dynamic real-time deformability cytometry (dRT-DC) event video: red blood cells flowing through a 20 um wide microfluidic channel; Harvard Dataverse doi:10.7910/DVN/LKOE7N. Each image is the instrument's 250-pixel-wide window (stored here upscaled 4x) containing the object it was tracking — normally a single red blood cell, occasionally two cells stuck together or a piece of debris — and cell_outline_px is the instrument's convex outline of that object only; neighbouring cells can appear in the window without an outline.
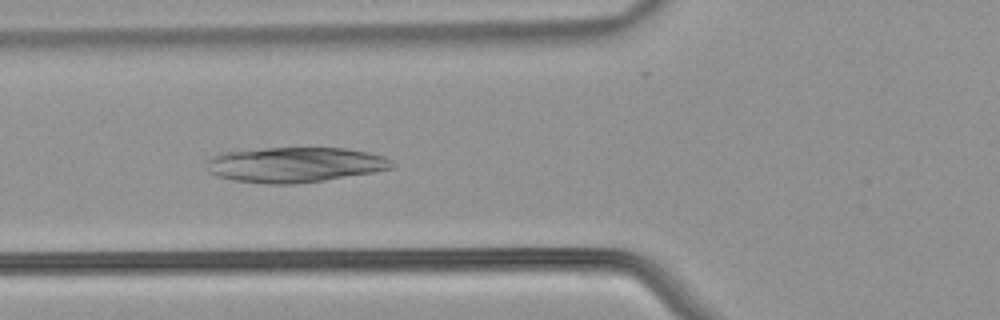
{"species": "common noctule bat (a hibernating species)", "species_latin": "Nyctalus noctula", "temperature_condition": "warm", "stored_images_in_passage": 51, "camera_frame_rate_fps": 3000, "um_per_image_px": 0.085, "animal": {"sex": "male", "body_mass_g": 21.5, "forearm_length_mm": 52.0}, "frame": {"image": 1, "passage_image": 19, "time_ms": 6.0, "image_size_px": [1000, 320], "cell_outline_px": [[396, 164], [392, 168], [372, 172], [324, 180], [292, 184], [268, 184], [232, 180], [216, 176], [208, 172], [208, 160], [224, 152], [264, 148], [344, 148], [368, 152], [384, 156], [392, 160]], "centroid_in_image_um": [25.09, 14.0], "position_along_channel_um": 100.7, "area_um2": 37.8}}
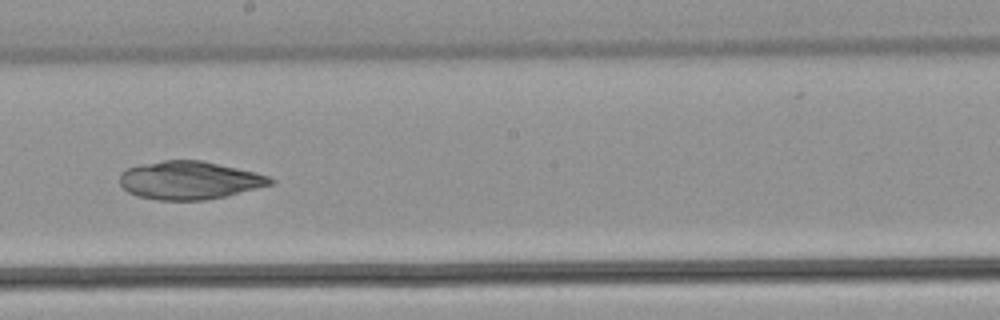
{"frame": {"image": 2, "passage_image": 29, "time_ms": 9.333, "image_size_px": [1000, 320], "cell_outline_px": [[276, 180], [272, 184], [224, 196], [204, 200], [160, 200], [136, 196], [128, 192], [120, 184], [120, 172], [128, 168], [140, 164], [164, 160], [200, 160], [256, 172], [268, 176]], "centroid_in_image_um": [16.07, 15.32], "position_along_channel_um": 232.1, "area_um2": 33.29}}
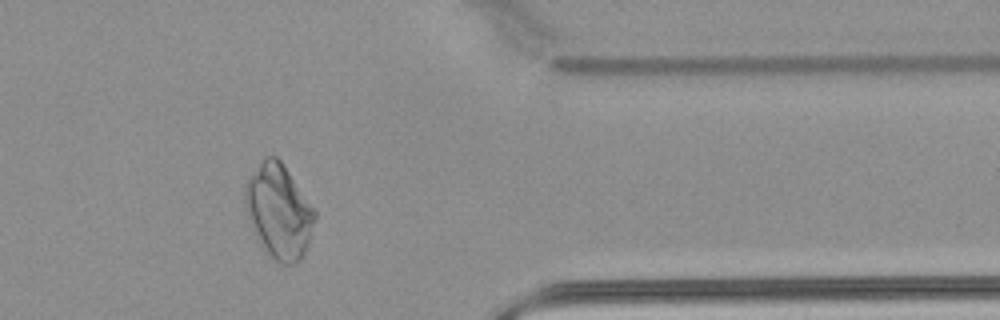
{"frame": {"image": 3, "passage_image": 42, "time_ms": 13.667, "image_size_px": [1000, 320], "cell_outline_px": [[316, 216], [308, 244], [300, 260], [296, 264], [280, 264], [268, 256], [260, 244], [252, 228], [244, 204], [244, 184], [264, 156], [276, 156], [284, 164], [316, 212]], "centroid_in_image_um": [23.68, 17.97], "position_along_channel_um": 387.7, "area_um2": 38.26}}